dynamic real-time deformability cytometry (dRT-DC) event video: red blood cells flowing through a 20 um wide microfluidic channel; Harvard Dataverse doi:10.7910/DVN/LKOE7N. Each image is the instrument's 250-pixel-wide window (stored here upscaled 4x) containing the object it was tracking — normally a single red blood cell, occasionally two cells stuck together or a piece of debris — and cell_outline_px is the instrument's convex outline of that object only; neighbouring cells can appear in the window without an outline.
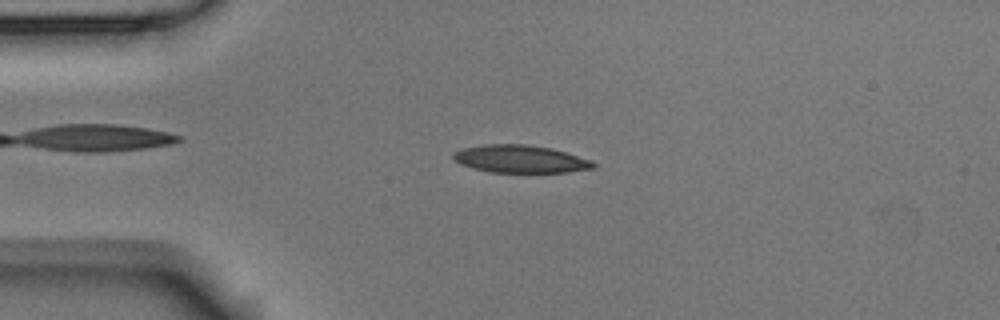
{"species": "Egyptian fruit bat (a non-hibernating species)", "species_latin": "Rousettus aegyptiacus", "temperature_condition": "room temperature", "stored_images_in_passage": 4, "camera_frame_rate_fps": 3000, "um_per_image_px": 0.085, "animal": {"sex": "male"}, "frame": {"image": 1, "passage_image": 3, "time_ms": 2.333, "image_size_px": [1000, 320], "cell_outline_px": [[596, 168], [568, 172], [492, 172], [472, 168], [460, 164], [452, 156], [452, 152], [464, 148], [484, 144], [528, 144], [552, 148], [592, 160], [596, 164]], "centroid_in_image_um": [44.25, 13.51], "position_along_channel_um": 40.8, "area_um2": 22.66}}